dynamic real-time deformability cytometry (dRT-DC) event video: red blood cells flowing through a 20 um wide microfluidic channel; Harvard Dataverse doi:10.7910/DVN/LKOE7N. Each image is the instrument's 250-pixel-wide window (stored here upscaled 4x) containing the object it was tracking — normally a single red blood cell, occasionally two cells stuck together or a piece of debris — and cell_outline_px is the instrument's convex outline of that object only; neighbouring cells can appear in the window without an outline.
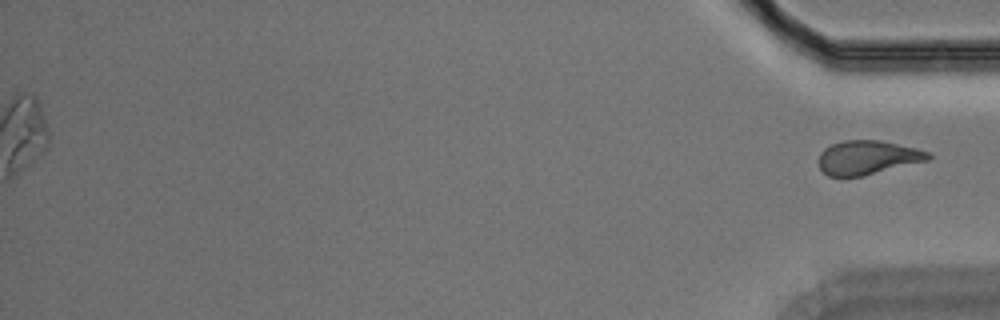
{"species": "Egyptian fruit bat (a non-hibernating species)", "species_latin": "Rousettus aegyptiacus", "temperature_condition": "room temperature", "stored_images_in_passage": 44, "segment_of_instrument_passage": [2, 2], "camera_frame_rate_fps": 3000, "um_per_image_px": 0.085, "animal": {"sex": "male"}, "frame": {"image": 1, "passage_image": 44, "time_ms": 14.333, "image_size_px": [1000, 320], "cell_outline_px": [[932, 156], [928, 160], [864, 176], [828, 176], [820, 168], [820, 152], [824, 148], [832, 144], [844, 140], [880, 140], [916, 148], [928, 152]], "centroid_in_image_um": [73.75, 13.38], "position_along_channel_um": 361.5, "area_um2": 21.56}}